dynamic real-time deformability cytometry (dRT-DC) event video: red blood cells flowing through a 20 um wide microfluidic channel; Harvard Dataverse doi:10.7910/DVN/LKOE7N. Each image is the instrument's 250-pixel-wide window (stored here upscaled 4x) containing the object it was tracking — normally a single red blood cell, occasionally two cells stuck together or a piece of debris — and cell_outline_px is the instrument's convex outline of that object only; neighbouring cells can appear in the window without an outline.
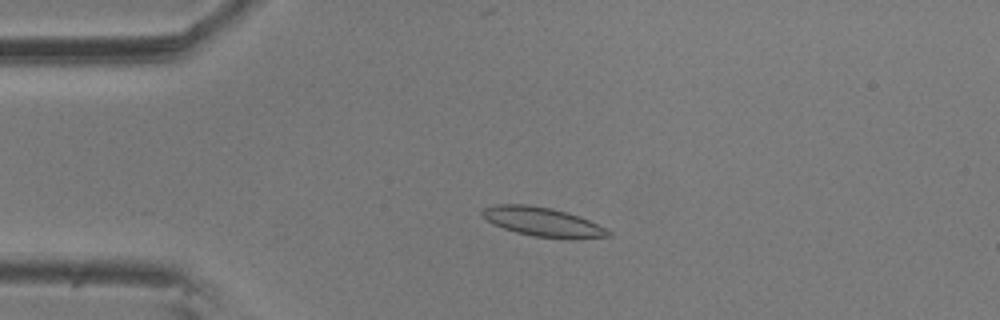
{"species": "common noctule bat (a hibernating species)", "species_latin": "Nyctalus noctula", "temperature_condition": "room temperature", "stored_images_in_passage": 3, "camera_frame_rate_fps": 3000, "um_per_image_px": 0.085, "animal": {"sex": "male", "body_mass_g": 20.5, "forearm_length_mm": 52.5}, "frame": {"image": 1, "passage_image": 3, "time_ms": 0.667, "image_size_px": [1000, 320], "cell_outline_px": [[612, 236], [572, 240], [568, 240], [532, 236], [516, 232], [492, 224], [480, 212], [484, 208], [496, 204], [528, 204], [552, 208], [568, 212], [580, 216], [612, 232]], "centroid_in_image_um": [46.17, 18.88], "position_along_channel_um": 38.8, "area_um2": 21.68}}